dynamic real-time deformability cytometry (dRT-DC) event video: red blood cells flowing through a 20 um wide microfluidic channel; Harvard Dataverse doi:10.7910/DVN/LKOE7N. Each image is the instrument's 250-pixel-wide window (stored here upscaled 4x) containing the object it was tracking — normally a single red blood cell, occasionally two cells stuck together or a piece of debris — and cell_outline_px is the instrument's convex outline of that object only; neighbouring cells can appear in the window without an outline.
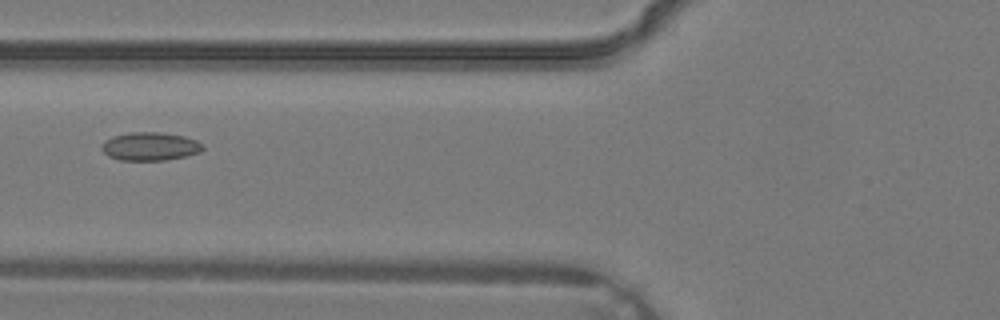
{"species": "common noctule bat (a hibernating species)", "species_latin": "Nyctalus noctula", "temperature_condition": "warm", "stored_images_in_passage": 4, "camera_frame_rate_fps": 3000, "um_per_image_px": 0.085, "animal": {"sex": "male", "body_mass_g": 19.2, "forearm_length_mm": 51.8}, "frame": {"image": 1, "passage_image": 4, "time_ms": 1.0, "image_size_px": [1000, 320], "cell_outline_px": [[204, 148], [200, 152], [184, 156], [164, 160], [120, 160], [108, 156], [100, 148], [104, 140], [112, 136], [128, 132], [160, 132], [184, 136], [196, 140]], "centroid_in_image_um": [12.71, 12.43], "position_along_channel_um": 113.1, "area_um2": 16.65}}